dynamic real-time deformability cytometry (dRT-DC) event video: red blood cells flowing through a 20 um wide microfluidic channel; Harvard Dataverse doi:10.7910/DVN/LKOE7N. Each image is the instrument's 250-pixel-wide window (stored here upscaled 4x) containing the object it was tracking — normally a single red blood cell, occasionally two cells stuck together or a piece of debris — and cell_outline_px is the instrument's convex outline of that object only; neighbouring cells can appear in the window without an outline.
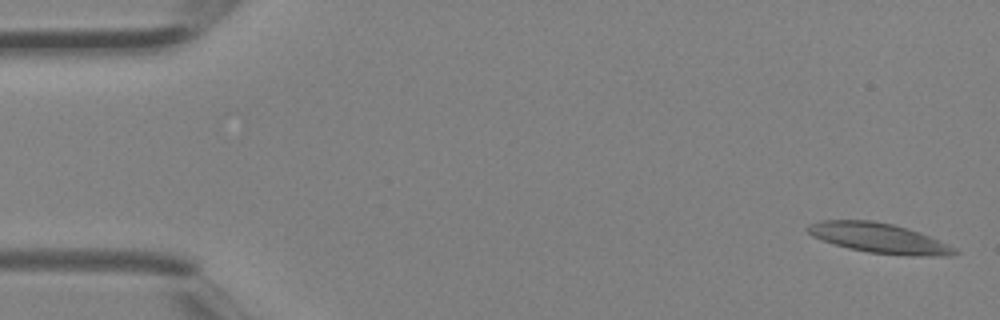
{"species": "Egyptian fruit bat (a non-hibernating species)", "species_latin": "Rousettus aegyptiacus", "temperature_condition": "room temperature", "stored_images_in_passage": 4, "camera_frame_rate_fps": 3000, "um_per_image_px": 0.085, "animal": {"sex": "female"}, "frame": {"image": 1, "passage_image": 4, "time_ms": 1.0, "image_size_px": [1000, 320], "cell_outline_px": [[960, 252], [944, 256], [912, 256], [868, 252], [848, 248], [812, 236], [804, 228], [808, 224], [820, 220], [872, 220], [892, 224], [908, 228], [920, 232], [956, 248]], "centroid_in_image_um": [74.7, 20.23], "position_along_channel_um": 10.3, "area_um2": 25.55}}